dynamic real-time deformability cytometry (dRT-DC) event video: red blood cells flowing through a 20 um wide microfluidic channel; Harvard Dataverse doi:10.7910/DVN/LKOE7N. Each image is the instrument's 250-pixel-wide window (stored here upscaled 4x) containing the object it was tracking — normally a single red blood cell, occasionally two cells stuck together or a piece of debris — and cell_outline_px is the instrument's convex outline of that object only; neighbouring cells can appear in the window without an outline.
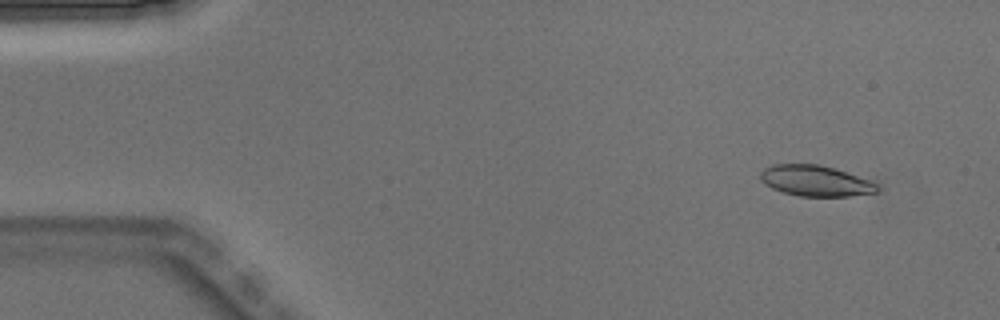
{"species": "Egyptian fruit bat (a non-hibernating species)", "species_latin": "Rousettus aegyptiacus", "temperature_condition": "warm", "stored_images_in_passage": 7, "camera_frame_rate_fps": 3000, "um_per_image_px": 0.085, "animal": {"sex": "male"}, "frame": {"image": 1, "passage_image": 1, "time_ms": 0.0, "image_size_px": [1000, 320], "cell_outline_px": [[880, 188], [876, 192], [848, 196], [800, 196], [784, 192], [772, 188], [764, 184], [760, 180], [760, 172], [764, 168], [772, 164], [820, 164], [868, 180], [876, 184]], "centroid_in_image_um": [69.25, 15.36], "position_along_channel_um": 15.8, "area_um2": 20.69}}
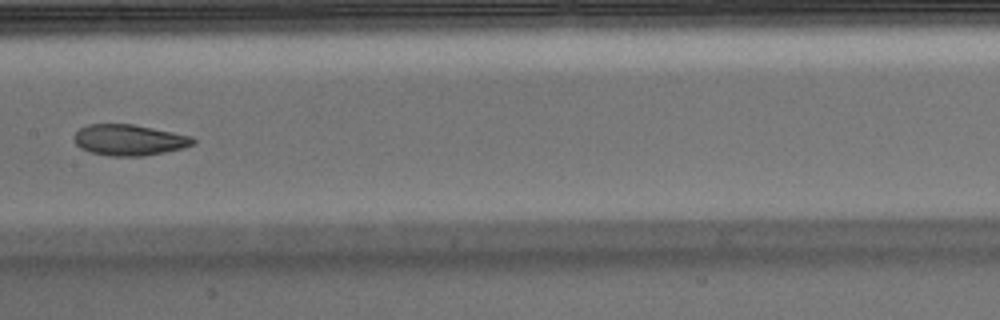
{"frame": {"image": 2, "passage_image": 7, "time_ms": 2.0, "image_size_px": [1000, 320], "cell_outline_px": [[196, 144], [184, 148], [144, 156], [108, 156], [88, 152], [80, 148], [76, 144], [72, 136], [80, 128], [88, 124], [132, 124], [192, 136], [196, 140]], "centroid_in_image_um": [10.96, 11.91], "position_along_channel_um": 196.4, "area_um2": 21.68}}